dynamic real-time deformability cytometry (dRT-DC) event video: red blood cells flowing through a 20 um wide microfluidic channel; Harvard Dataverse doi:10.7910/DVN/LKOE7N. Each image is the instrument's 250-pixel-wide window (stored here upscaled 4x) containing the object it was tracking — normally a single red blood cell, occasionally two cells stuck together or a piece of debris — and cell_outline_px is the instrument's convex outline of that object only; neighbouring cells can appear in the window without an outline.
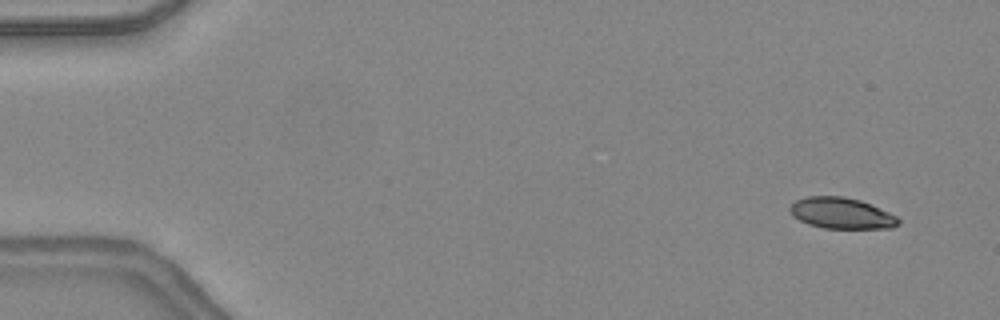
{"species": "common noctule bat (a hibernating species)", "species_latin": "Nyctalus noctula", "temperature_condition": "warm", "stored_images_in_passage": 18, "camera_frame_rate_fps": 3000, "um_per_image_px": 0.085, "animal": {"sex": "female", "body_mass_g": 24.6, "forearm_length_mm": 56.2}, "frame": {"image": 1, "passage_image": 3, "time_ms": 0.667, "image_size_px": [1000, 320], "cell_outline_px": [[900, 224], [892, 228], [824, 228], [808, 224], [792, 216], [788, 208], [796, 200], [808, 196], [844, 196], [860, 200], [888, 212], [896, 216], [900, 220]], "centroid_in_image_um": [71.51, 18.12], "position_along_channel_um": 13.5, "area_um2": 19.59}}
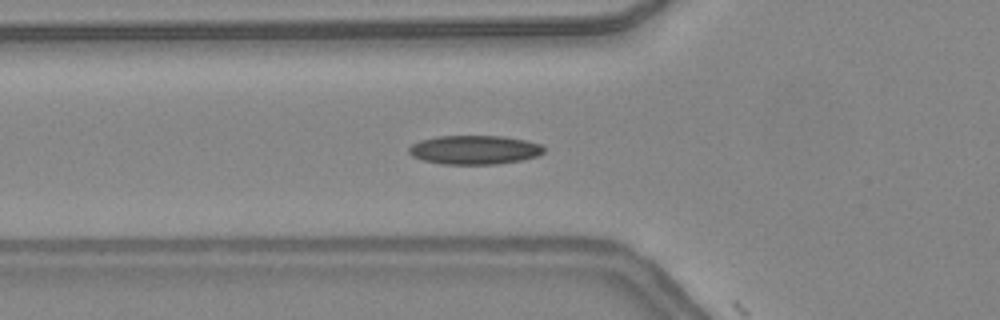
{"frame": {"image": 2, "passage_image": 17, "time_ms": 5.333, "image_size_px": [1000, 320], "cell_outline_px": [[544, 152], [536, 156], [520, 160], [496, 164], [440, 164], [424, 160], [412, 156], [408, 152], [408, 148], [412, 144], [420, 140], [436, 136], [504, 136], [524, 140], [540, 144], [544, 148]], "centroid_in_image_um": [40.29, 12.73], "position_along_channel_um": 85.5, "area_um2": 22.72}}